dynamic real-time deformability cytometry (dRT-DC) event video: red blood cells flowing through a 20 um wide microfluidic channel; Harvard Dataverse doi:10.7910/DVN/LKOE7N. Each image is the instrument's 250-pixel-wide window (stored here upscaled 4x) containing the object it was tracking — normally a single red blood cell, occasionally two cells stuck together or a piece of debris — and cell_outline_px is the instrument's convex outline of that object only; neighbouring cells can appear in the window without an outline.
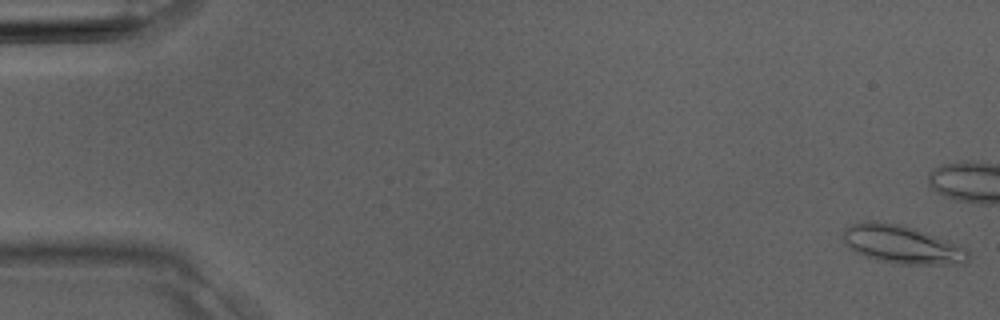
{"species": "Egyptian fruit bat (a non-hibernating species)", "species_latin": "Rousettus aegyptiacus", "temperature_condition": "room temperature", "stored_images_in_passage": 5, "camera_frame_rate_fps": 3000, "um_per_image_px": 0.085, "animal": {"sex": "male"}, "frame": {"image": 1, "passage_image": 1, "time_ms": 0.0, "image_size_px": [1000, 320], "cell_outline_px": [[968, 260], [964, 264], [892, 264], [864, 256], [848, 248], [844, 244], [840, 232], [844, 228], [852, 224], [868, 220], [900, 224], [916, 228], [964, 248], [968, 252]], "centroid_in_image_um": [76.57, 20.78], "position_along_channel_um": 8.4, "area_um2": 28.03}}